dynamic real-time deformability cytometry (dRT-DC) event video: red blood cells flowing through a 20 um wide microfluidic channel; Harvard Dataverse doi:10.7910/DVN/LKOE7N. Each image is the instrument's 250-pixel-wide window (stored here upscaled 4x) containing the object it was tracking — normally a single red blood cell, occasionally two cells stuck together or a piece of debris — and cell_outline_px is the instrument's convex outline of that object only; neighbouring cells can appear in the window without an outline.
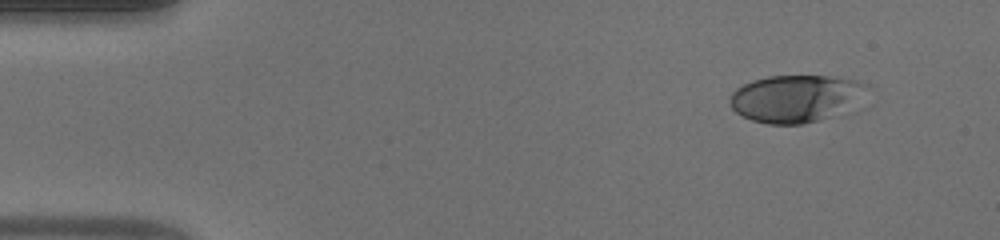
{"species": "human", "species_latin": "Homo sapiens", "temperature_condition": "warm", "stored_images_in_passage": 45, "camera_frame_rate_fps": 3000, "um_per_image_px": 0.085, "donor": {"sex": "male"}, "frame": {"image": 1, "passage_image": 1, "time_ms": 0.0, "image_size_px": [1000, 240], "cell_outline_px": [[872, 88], [828, 116], [820, 120], [800, 124], [768, 124], [752, 120], [736, 112], [732, 108], [728, 100], [732, 92], [736, 88], [752, 80], [768, 76], [828, 76], [856, 80], [868, 84]], "centroid_in_image_um": [67.52, 8.34], "position_along_channel_um": 17.5, "area_um2": 36.82}}
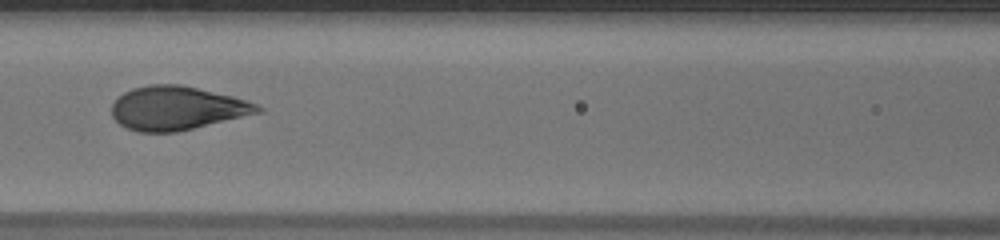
{"frame": {"image": 2, "passage_image": 18, "time_ms": 5.667, "image_size_px": [1000, 240], "cell_outline_px": [[264, 112], [176, 132], [140, 132], [128, 128], [120, 124], [112, 116], [112, 104], [124, 92], [132, 88], [148, 84], [180, 84], [232, 96], [256, 104], [264, 108]], "centroid_in_image_um": [15.05, 9.19], "position_along_channel_um": 151.6, "area_um2": 37.05}}
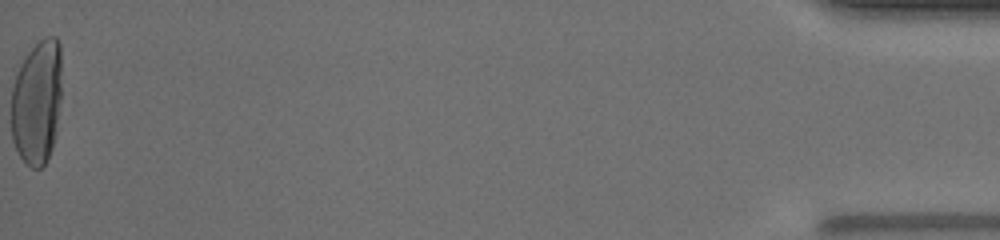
{"frame": {"image": 3, "passage_image": 45, "time_ms": 14.667, "image_size_px": [1000, 240], "cell_outline_px": [[60, 100], [56, 132], [52, 148], [44, 164], [40, 168], [32, 168], [20, 156], [12, 140], [12, 88], [20, 64], [28, 52], [44, 36], [56, 36], [60, 44]], "centroid_in_image_um": [3.14, 8.66], "position_along_channel_um": 432.1, "area_um2": 36.41}, "authors_computed_cell_mechanics": {"area_um2": 36.9342, "velocity_mm_per_s": 4.2339, "shape_relaxation_time_tau1_ms": 4.5235, "shape_relaxation_time_tau2_ms": null, "deformation_change_tau1": 0.2443, "deformation_change_tau2": null}}